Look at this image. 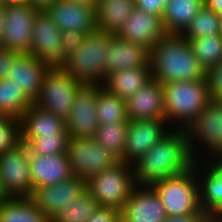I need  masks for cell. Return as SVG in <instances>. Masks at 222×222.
Listing matches in <instances>:
<instances>
[{"mask_svg": "<svg viewBox=\"0 0 222 222\" xmlns=\"http://www.w3.org/2000/svg\"><path fill=\"white\" fill-rule=\"evenodd\" d=\"M114 36L100 29L88 33L83 45L65 59L62 67L82 85H102L107 51Z\"/></svg>", "mask_w": 222, "mask_h": 222, "instance_id": "cell-4", "label": "cell"}, {"mask_svg": "<svg viewBox=\"0 0 222 222\" xmlns=\"http://www.w3.org/2000/svg\"><path fill=\"white\" fill-rule=\"evenodd\" d=\"M167 216L206 215L201 209L196 160L185 173L165 178L151 185Z\"/></svg>", "mask_w": 222, "mask_h": 222, "instance_id": "cell-6", "label": "cell"}, {"mask_svg": "<svg viewBox=\"0 0 222 222\" xmlns=\"http://www.w3.org/2000/svg\"><path fill=\"white\" fill-rule=\"evenodd\" d=\"M4 18H5V3L0 4V47L2 46Z\"/></svg>", "mask_w": 222, "mask_h": 222, "instance_id": "cell-45", "label": "cell"}, {"mask_svg": "<svg viewBox=\"0 0 222 222\" xmlns=\"http://www.w3.org/2000/svg\"><path fill=\"white\" fill-rule=\"evenodd\" d=\"M200 222H221L217 215H205Z\"/></svg>", "mask_w": 222, "mask_h": 222, "instance_id": "cell-47", "label": "cell"}, {"mask_svg": "<svg viewBox=\"0 0 222 222\" xmlns=\"http://www.w3.org/2000/svg\"><path fill=\"white\" fill-rule=\"evenodd\" d=\"M165 121L171 128L185 129L212 101L202 80L163 83Z\"/></svg>", "mask_w": 222, "mask_h": 222, "instance_id": "cell-3", "label": "cell"}, {"mask_svg": "<svg viewBox=\"0 0 222 222\" xmlns=\"http://www.w3.org/2000/svg\"><path fill=\"white\" fill-rule=\"evenodd\" d=\"M87 33L77 31H64L62 32V53L65 58L71 55L76 49L80 48Z\"/></svg>", "mask_w": 222, "mask_h": 222, "instance_id": "cell-38", "label": "cell"}, {"mask_svg": "<svg viewBox=\"0 0 222 222\" xmlns=\"http://www.w3.org/2000/svg\"><path fill=\"white\" fill-rule=\"evenodd\" d=\"M83 86L62 66L49 67L34 104L66 119L70 114L77 92Z\"/></svg>", "mask_w": 222, "mask_h": 222, "instance_id": "cell-8", "label": "cell"}, {"mask_svg": "<svg viewBox=\"0 0 222 222\" xmlns=\"http://www.w3.org/2000/svg\"><path fill=\"white\" fill-rule=\"evenodd\" d=\"M166 33L162 24V17L149 14L135 7L116 36L150 50Z\"/></svg>", "mask_w": 222, "mask_h": 222, "instance_id": "cell-19", "label": "cell"}, {"mask_svg": "<svg viewBox=\"0 0 222 222\" xmlns=\"http://www.w3.org/2000/svg\"><path fill=\"white\" fill-rule=\"evenodd\" d=\"M103 85H84L72 103L70 114L65 119L69 138L93 137L99 126L97 95Z\"/></svg>", "mask_w": 222, "mask_h": 222, "instance_id": "cell-13", "label": "cell"}, {"mask_svg": "<svg viewBox=\"0 0 222 222\" xmlns=\"http://www.w3.org/2000/svg\"><path fill=\"white\" fill-rule=\"evenodd\" d=\"M127 127L128 122H112L110 125L107 123L99 124L93 139L122 161L126 144Z\"/></svg>", "mask_w": 222, "mask_h": 222, "instance_id": "cell-31", "label": "cell"}, {"mask_svg": "<svg viewBox=\"0 0 222 222\" xmlns=\"http://www.w3.org/2000/svg\"><path fill=\"white\" fill-rule=\"evenodd\" d=\"M167 214L151 185H135L121 210L123 222H164Z\"/></svg>", "mask_w": 222, "mask_h": 222, "instance_id": "cell-16", "label": "cell"}, {"mask_svg": "<svg viewBox=\"0 0 222 222\" xmlns=\"http://www.w3.org/2000/svg\"><path fill=\"white\" fill-rule=\"evenodd\" d=\"M99 207L98 202L85 189L71 204L63 208L52 222H87Z\"/></svg>", "mask_w": 222, "mask_h": 222, "instance_id": "cell-33", "label": "cell"}, {"mask_svg": "<svg viewBox=\"0 0 222 222\" xmlns=\"http://www.w3.org/2000/svg\"><path fill=\"white\" fill-rule=\"evenodd\" d=\"M203 7V0H167L162 15L164 30L170 34H182Z\"/></svg>", "mask_w": 222, "mask_h": 222, "instance_id": "cell-27", "label": "cell"}, {"mask_svg": "<svg viewBox=\"0 0 222 222\" xmlns=\"http://www.w3.org/2000/svg\"><path fill=\"white\" fill-rule=\"evenodd\" d=\"M68 134H57L56 136L32 137L25 145L29 153L39 155L67 154Z\"/></svg>", "mask_w": 222, "mask_h": 222, "instance_id": "cell-35", "label": "cell"}, {"mask_svg": "<svg viewBox=\"0 0 222 222\" xmlns=\"http://www.w3.org/2000/svg\"><path fill=\"white\" fill-rule=\"evenodd\" d=\"M171 129L166 121L129 120L122 161L133 164Z\"/></svg>", "mask_w": 222, "mask_h": 222, "instance_id": "cell-14", "label": "cell"}, {"mask_svg": "<svg viewBox=\"0 0 222 222\" xmlns=\"http://www.w3.org/2000/svg\"><path fill=\"white\" fill-rule=\"evenodd\" d=\"M18 53L5 48L0 47V79H7L10 69L13 65V59Z\"/></svg>", "mask_w": 222, "mask_h": 222, "instance_id": "cell-41", "label": "cell"}, {"mask_svg": "<svg viewBox=\"0 0 222 222\" xmlns=\"http://www.w3.org/2000/svg\"><path fill=\"white\" fill-rule=\"evenodd\" d=\"M220 21H221V30H222V15H220Z\"/></svg>", "mask_w": 222, "mask_h": 222, "instance_id": "cell-51", "label": "cell"}, {"mask_svg": "<svg viewBox=\"0 0 222 222\" xmlns=\"http://www.w3.org/2000/svg\"><path fill=\"white\" fill-rule=\"evenodd\" d=\"M20 142V120L13 117L0 119V155Z\"/></svg>", "mask_w": 222, "mask_h": 222, "instance_id": "cell-36", "label": "cell"}, {"mask_svg": "<svg viewBox=\"0 0 222 222\" xmlns=\"http://www.w3.org/2000/svg\"><path fill=\"white\" fill-rule=\"evenodd\" d=\"M126 101L128 120L165 121L162 83L152 79Z\"/></svg>", "mask_w": 222, "mask_h": 222, "instance_id": "cell-20", "label": "cell"}, {"mask_svg": "<svg viewBox=\"0 0 222 222\" xmlns=\"http://www.w3.org/2000/svg\"><path fill=\"white\" fill-rule=\"evenodd\" d=\"M49 66L30 54H17L7 79L22 89L33 101L40 93Z\"/></svg>", "mask_w": 222, "mask_h": 222, "instance_id": "cell-23", "label": "cell"}, {"mask_svg": "<svg viewBox=\"0 0 222 222\" xmlns=\"http://www.w3.org/2000/svg\"><path fill=\"white\" fill-rule=\"evenodd\" d=\"M186 40L205 70L222 60V35H207Z\"/></svg>", "mask_w": 222, "mask_h": 222, "instance_id": "cell-32", "label": "cell"}, {"mask_svg": "<svg viewBox=\"0 0 222 222\" xmlns=\"http://www.w3.org/2000/svg\"><path fill=\"white\" fill-rule=\"evenodd\" d=\"M204 7L222 15V0H203Z\"/></svg>", "mask_w": 222, "mask_h": 222, "instance_id": "cell-43", "label": "cell"}, {"mask_svg": "<svg viewBox=\"0 0 222 222\" xmlns=\"http://www.w3.org/2000/svg\"><path fill=\"white\" fill-rule=\"evenodd\" d=\"M45 11L62 32L73 30L88 34L98 29L95 4L56 0Z\"/></svg>", "mask_w": 222, "mask_h": 222, "instance_id": "cell-15", "label": "cell"}, {"mask_svg": "<svg viewBox=\"0 0 222 222\" xmlns=\"http://www.w3.org/2000/svg\"><path fill=\"white\" fill-rule=\"evenodd\" d=\"M135 8V0H96L98 29L117 34Z\"/></svg>", "mask_w": 222, "mask_h": 222, "instance_id": "cell-26", "label": "cell"}, {"mask_svg": "<svg viewBox=\"0 0 222 222\" xmlns=\"http://www.w3.org/2000/svg\"><path fill=\"white\" fill-rule=\"evenodd\" d=\"M150 50L124 41L116 35L111 39L105 63V78L122 69L150 67Z\"/></svg>", "mask_w": 222, "mask_h": 222, "instance_id": "cell-24", "label": "cell"}, {"mask_svg": "<svg viewBox=\"0 0 222 222\" xmlns=\"http://www.w3.org/2000/svg\"><path fill=\"white\" fill-rule=\"evenodd\" d=\"M37 11L26 1L5 3L2 47L18 54H30L32 27Z\"/></svg>", "mask_w": 222, "mask_h": 222, "instance_id": "cell-10", "label": "cell"}, {"mask_svg": "<svg viewBox=\"0 0 222 222\" xmlns=\"http://www.w3.org/2000/svg\"><path fill=\"white\" fill-rule=\"evenodd\" d=\"M33 191L36 188L55 185L74 176L68 154L51 156L29 153Z\"/></svg>", "mask_w": 222, "mask_h": 222, "instance_id": "cell-21", "label": "cell"}, {"mask_svg": "<svg viewBox=\"0 0 222 222\" xmlns=\"http://www.w3.org/2000/svg\"><path fill=\"white\" fill-rule=\"evenodd\" d=\"M167 0H135V7L149 14L162 17Z\"/></svg>", "mask_w": 222, "mask_h": 222, "instance_id": "cell-40", "label": "cell"}, {"mask_svg": "<svg viewBox=\"0 0 222 222\" xmlns=\"http://www.w3.org/2000/svg\"><path fill=\"white\" fill-rule=\"evenodd\" d=\"M200 205L206 215L222 211V160H196Z\"/></svg>", "mask_w": 222, "mask_h": 222, "instance_id": "cell-18", "label": "cell"}, {"mask_svg": "<svg viewBox=\"0 0 222 222\" xmlns=\"http://www.w3.org/2000/svg\"><path fill=\"white\" fill-rule=\"evenodd\" d=\"M30 53L49 67L62 66V31L45 10H38L32 27Z\"/></svg>", "mask_w": 222, "mask_h": 222, "instance_id": "cell-12", "label": "cell"}, {"mask_svg": "<svg viewBox=\"0 0 222 222\" xmlns=\"http://www.w3.org/2000/svg\"><path fill=\"white\" fill-rule=\"evenodd\" d=\"M31 6L35 7L38 10H45L56 0H25Z\"/></svg>", "mask_w": 222, "mask_h": 222, "instance_id": "cell-44", "label": "cell"}, {"mask_svg": "<svg viewBox=\"0 0 222 222\" xmlns=\"http://www.w3.org/2000/svg\"><path fill=\"white\" fill-rule=\"evenodd\" d=\"M222 222V211L217 215Z\"/></svg>", "mask_w": 222, "mask_h": 222, "instance_id": "cell-50", "label": "cell"}, {"mask_svg": "<svg viewBox=\"0 0 222 222\" xmlns=\"http://www.w3.org/2000/svg\"><path fill=\"white\" fill-rule=\"evenodd\" d=\"M69 1H74V2H82L86 4H95L96 0H69Z\"/></svg>", "mask_w": 222, "mask_h": 222, "instance_id": "cell-48", "label": "cell"}, {"mask_svg": "<svg viewBox=\"0 0 222 222\" xmlns=\"http://www.w3.org/2000/svg\"><path fill=\"white\" fill-rule=\"evenodd\" d=\"M97 116L99 124L129 122L126 114V101L111 94L103 87L97 95Z\"/></svg>", "mask_w": 222, "mask_h": 222, "instance_id": "cell-30", "label": "cell"}, {"mask_svg": "<svg viewBox=\"0 0 222 222\" xmlns=\"http://www.w3.org/2000/svg\"><path fill=\"white\" fill-rule=\"evenodd\" d=\"M205 215L168 216L164 222H200Z\"/></svg>", "mask_w": 222, "mask_h": 222, "instance_id": "cell-42", "label": "cell"}, {"mask_svg": "<svg viewBox=\"0 0 222 222\" xmlns=\"http://www.w3.org/2000/svg\"><path fill=\"white\" fill-rule=\"evenodd\" d=\"M6 3L5 0H0V4Z\"/></svg>", "mask_w": 222, "mask_h": 222, "instance_id": "cell-52", "label": "cell"}, {"mask_svg": "<svg viewBox=\"0 0 222 222\" xmlns=\"http://www.w3.org/2000/svg\"><path fill=\"white\" fill-rule=\"evenodd\" d=\"M68 134L65 119L35 104L20 118V141L26 144L32 137Z\"/></svg>", "mask_w": 222, "mask_h": 222, "instance_id": "cell-22", "label": "cell"}, {"mask_svg": "<svg viewBox=\"0 0 222 222\" xmlns=\"http://www.w3.org/2000/svg\"><path fill=\"white\" fill-rule=\"evenodd\" d=\"M152 79L150 67L122 69L108 75L102 85L111 94L127 100Z\"/></svg>", "mask_w": 222, "mask_h": 222, "instance_id": "cell-25", "label": "cell"}, {"mask_svg": "<svg viewBox=\"0 0 222 222\" xmlns=\"http://www.w3.org/2000/svg\"><path fill=\"white\" fill-rule=\"evenodd\" d=\"M34 104V101L10 79H0V113L16 119Z\"/></svg>", "mask_w": 222, "mask_h": 222, "instance_id": "cell-29", "label": "cell"}, {"mask_svg": "<svg viewBox=\"0 0 222 222\" xmlns=\"http://www.w3.org/2000/svg\"><path fill=\"white\" fill-rule=\"evenodd\" d=\"M184 130L195 160H222V101L212 100Z\"/></svg>", "mask_w": 222, "mask_h": 222, "instance_id": "cell-5", "label": "cell"}, {"mask_svg": "<svg viewBox=\"0 0 222 222\" xmlns=\"http://www.w3.org/2000/svg\"><path fill=\"white\" fill-rule=\"evenodd\" d=\"M10 198L9 194L6 192L2 181L0 179V205L3 204L5 201H7Z\"/></svg>", "mask_w": 222, "mask_h": 222, "instance_id": "cell-46", "label": "cell"}, {"mask_svg": "<svg viewBox=\"0 0 222 222\" xmlns=\"http://www.w3.org/2000/svg\"><path fill=\"white\" fill-rule=\"evenodd\" d=\"M204 80L214 101H222V60L205 71Z\"/></svg>", "mask_w": 222, "mask_h": 222, "instance_id": "cell-37", "label": "cell"}, {"mask_svg": "<svg viewBox=\"0 0 222 222\" xmlns=\"http://www.w3.org/2000/svg\"><path fill=\"white\" fill-rule=\"evenodd\" d=\"M181 35L185 39H196L207 35H222L220 15L203 7Z\"/></svg>", "mask_w": 222, "mask_h": 222, "instance_id": "cell-34", "label": "cell"}, {"mask_svg": "<svg viewBox=\"0 0 222 222\" xmlns=\"http://www.w3.org/2000/svg\"><path fill=\"white\" fill-rule=\"evenodd\" d=\"M0 179L10 197L33 194L29 150L21 141L0 155Z\"/></svg>", "mask_w": 222, "mask_h": 222, "instance_id": "cell-11", "label": "cell"}, {"mask_svg": "<svg viewBox=\"0 0 222 222\" xmlns=\"http://www.w3.org/2000/svg\"><path fill=\"white\" fill-rule=\"evenodd\" d=\"M149 66L159 82L202 80L205 69L181 34L166 33L150 49Z\"/></svg>", "mask_w": 222, "mask_h": 222, "instance_id": "cell-2", "label": "cell"}, {"mask_svg": "<svg viewBox=\"0 0 222 222\" xmlns=\"http://www.w3.org/2000/svg\"><path fill=\"white\" fill-rule=\"evenodd\" d=\"M0 222H52L31 197H10L0 205Z\"/></svg>", "mask_w": 222, "mask_h": 222, "instance_id": "cell-28", "label": "cell"}, {"mask_svg": "<svg viewBox=\"0 0 222 222\" xmlns=\"http://www.w3.org/2000/svg\"><path fill=\"white\" fill-rule=\"evenodd\" d=\"M194 162L185 130L172 128L132 164L135 184L153 185L165 178L187 172Z\"/></svg>", "mask_w": 222, "mask_h": 222, "instance_id": "cell-1", "label": "cell"}, {"mask_svg": "<svg viewBox=\"0 0 222 222\" xmlns=\"http://www.w3.org/2000/svg\"><path fill=\"white\" fill-rule=\"evenodd\" d=\"M121 211L111 207H99L87 222H120Z\"/></svg>", "mask_w": 222, "mask_h": 222, "instance_id": "cell-39", "label": "cell"}, {"mask_svg": "<svg viewBox=\"0 0 222 222\" xmlns=\"http://www.w3.org/2000/svg\"><path fill=\"white\" fill-rule=\"evenodd\" d=\"M86 189V182L73 176L55 185L36 188L31 195L39 209L53 220L58 213Z\"/></svg>", "mask_w": 222, "mask_h": 222, "instance_id": "cell-17", "label": "cell"}, {"mask_svg": "<svg viewBox=\"0 0 222 222\" xmlns=\"http://www.w3.org/2000/svg\"><path fill=\"white\" fill-rule=\"evenodd\" d=\"M135 185L133 165L120 161L90 178L86 189L99 206L121 211Z\"/></svg>", "mask_w": 222, "mask_h": 222, "instance_id": "cell-7", "label": "cell"}, {"mask_svg": "<svg viewBox=\"0 0 222 222\" xmlns=\"http://www.w3.org/2000/svg\"><path fill=\"white\" fill-rule=\"evenodd\" d=\"M6 2L25 1V0H5Z\"/></svg>", "mask_w": 222, "mask_h": 222, "instance_id": "cell-49", "label": "cell"}, {"mask_svg": "<svg viewBox=\"0 0 222 222\" xmlns=\"http://www.w3.org/2000/svg\"><path fill=\"white\" fill-rule=\"evenodd\" d=\"M67 154L74 176L85 182L120 162L93 137L69 138Z\"/></svg>", "mask_w": 222, "mask_h": 222, "instance_id": "cell-9", "label": "cell"}]
</instances>
